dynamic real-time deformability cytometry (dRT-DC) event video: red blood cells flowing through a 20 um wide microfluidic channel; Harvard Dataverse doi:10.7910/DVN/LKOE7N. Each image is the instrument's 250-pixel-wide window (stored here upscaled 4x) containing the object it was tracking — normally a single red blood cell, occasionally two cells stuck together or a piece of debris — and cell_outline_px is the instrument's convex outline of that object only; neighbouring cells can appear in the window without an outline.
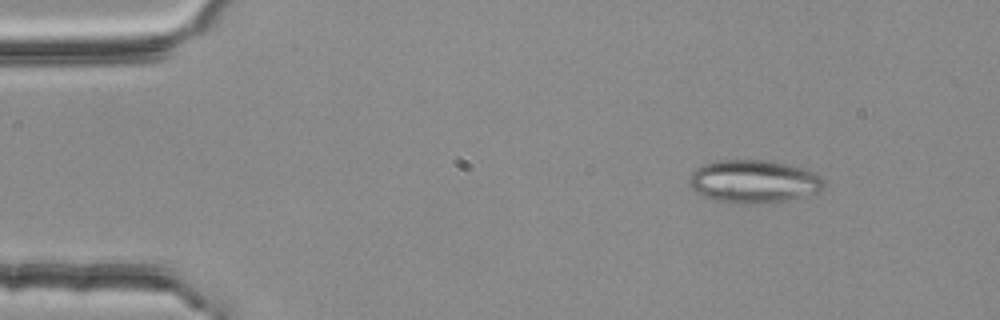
{"species": "common noctule bat (a hibernating species)", "species_latin": "Nyctalus noctula", "temperature_condition": "room temperature", "stored_images_in_passage": 4, "camera_frame_rate_fps": 3000, "um_per_image_px": 0.085, "animal": {"sex": "female", "body_mass_g": 25.1}, "frame": {"image": 1, "passage_image": 2, "time_ms": 0.333, "image_size_px": [1000, 320], "cell_outline_px": [[824, 188], [820, 192], [788, 200], [744, 204], [716, 200], [704, 196], [696, 192], [688, 184], [688, 180], [692, 172], [696, 168], [704, 164], [716, 160], [768, 160], [804, 168], [820, 176], [824, 180]], "centroid_in_image_um": [64.07, 15.41], "position_along_channel_um": 20.9, "area_um2": 33.7}}